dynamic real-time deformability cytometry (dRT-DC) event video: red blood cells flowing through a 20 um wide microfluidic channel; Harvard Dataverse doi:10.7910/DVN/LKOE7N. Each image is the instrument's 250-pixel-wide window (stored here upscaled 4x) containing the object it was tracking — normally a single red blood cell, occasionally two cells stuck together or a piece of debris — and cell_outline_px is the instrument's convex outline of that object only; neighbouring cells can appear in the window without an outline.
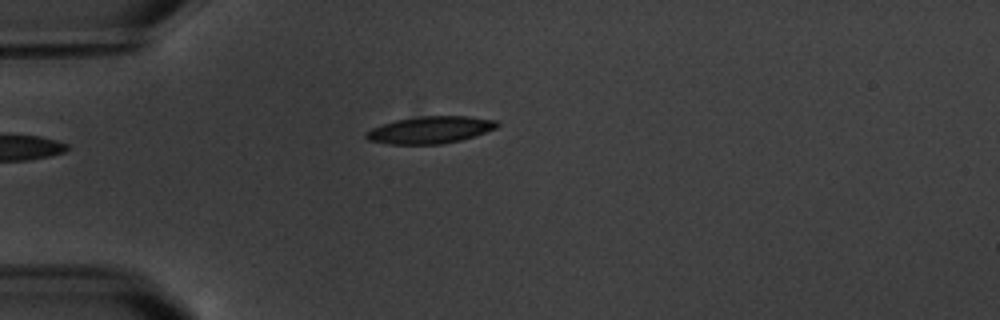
{"species": "common noctule bat (a hibernating species)", "species_latin": "Nyctalus noctula", "temperature_condition": "warm", "stored_images_in_passage": 6, "camera_frame_rate_fps": 3000, "um_per_image_px": 0.085, "animal": {"sex": "male", "body_mass_g": 20.1, "forearm_length_mm": 53.5}, "frame": {"image": 1, "passage_image": 6, "time_ms": 6.667, "image_size_px": [1000, 320], "cell_outline_px": [[500, 124], [496, 128], [460, 140], [440, 144], [388, 144], [368, 140], [364, 136], [364, 132], [372, 128], [396, 120], [420, 116], [468, 116], [496, 120]], "centroid_in_image_um": [36.54, 11.04], "position_along_channel_um": 48.5, "area_um2": 20.52}}